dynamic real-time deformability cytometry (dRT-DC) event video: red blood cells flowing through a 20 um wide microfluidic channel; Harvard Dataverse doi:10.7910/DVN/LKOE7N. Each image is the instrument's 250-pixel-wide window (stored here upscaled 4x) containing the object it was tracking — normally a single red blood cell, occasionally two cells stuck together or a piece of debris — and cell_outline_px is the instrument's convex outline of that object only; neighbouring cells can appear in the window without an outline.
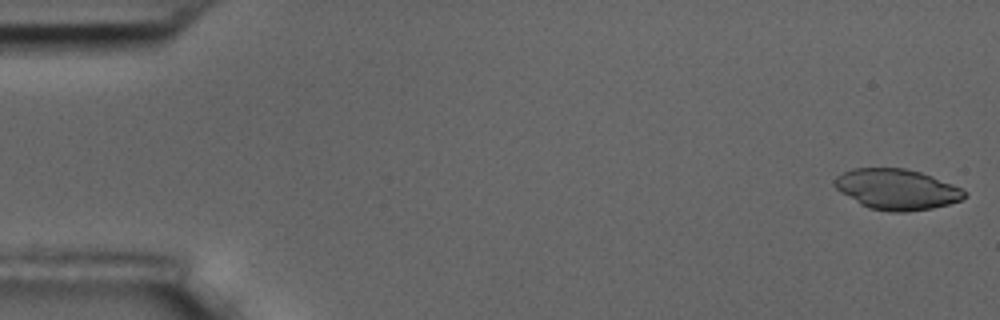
{"species": "common noctule bat (a hibernating species)", "species_latin": "Nyctalus noctula", "temperature_condition": "room temperature", "stored_images_in_passage": 52, "camera_frame_rate_fps": 3000, "um_per_image_px": 0.085, "animal": {"sex": "male", "body_mass_g": 17.5, "forearm_length_mm": 52.3}, "frame": {"image": 1, "passage_image": 1, "time_ms": 0.0, "image_size_px": [1000, 320], "cell_outline_px": [[968, 196], [960, 200], [948, 204], [932, 208], [904, 212], [888, 212], [868, 208], [860, 204], [840, 192], [832, 184], [832, 180], [836, 176], [852, 168], [904, 168], [920, 172], [932, 176], [952, 184], [968, 192]], "centroid_in_image_um": [76.2, 16.09], "position_along_channel_um": 8.8, "area_um2": 30.87}}